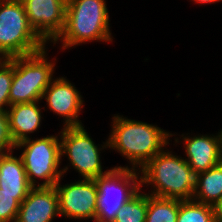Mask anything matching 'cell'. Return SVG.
Here are the masks:
<instances>
[{"mask_svg":"<svg viewBox=\"0 0 222 222\" xmlns=\"http://www.w3.org/2000/svg\"><path fill=\"white\" fill-rule=\"evenodd\" d=\"M114 114L108 136L109 149L127 159L130 168L140 170L156 154L170 145V133L157 125Z\"/></svg>","mask_w":222,"mask_h":222,"instance_id":"obj_1","label":"cell"},{"mask_svg":"<svg viewBox=\"0 0 222 222\" xmlns=\"http://www.w3.org/2000/svg\"><path fill=\"white\" fill-rule=\"evenodd\" d=\"M167 148L140 169L141 186L151 185L153 188L147 194L156 197L193 200L196 173L184 157L174 155Z\"/></svg>","mask_w":222,"mask_h":222,"instance_id":"obj_2","label":"cell"},{"mask_svg":"<svg viewBox=\"0 0 222 222\" xmlns=\"http://www.w3.org/2000/svg\"><path fill=\"white\" fill-rule=\"evenodd\" d=\"M106 0H67L65 25L52 43L61 42L62 50L88 42H112Z\"/></svg>","mask_w":222,"mask_h":222,"instance_id":"obj_3","label":"cell"},{"mask_svg":"<svg viewBox=\"0 0 222 222\" xmlns=\"http://www.w3.org/2000/svg\"><path fill=\"white\" fill-rule=\"evenodd\" d=\"M47 47L30 55L13 57L10 105L42 101L45 89L55 78L56 63L48 60Z\"/></svg>","mask_w":222,"mask_h":222,"instance_id":"obj_4","label":"cell"},{"mask_svg":"<svg viewBox=\"0 0 222 222\" xmlns=\"http://www.w3.org/2000/svg\"><path fill=\"white\" fill-rule=\"evenodd\" d=\"M46 45L29 24L21 0H0V58L30 55Z\"/></svg>","mask_w":222,"mask_h":222,"instance_id":"obj_5","label":"cell"},{"mask_svg":"<svg viewBox=\"0 0 222 222\" xmlns=\"http://www.w3.org/2000/svg\"><path fill=\"white\" fill-rule=\"evenodd\" d=\"M31 138L17 143L14 150H23L18 156L22 159L28 181L33 187H53L64 177L59 168L63 160L59 132L58 135L36 140Z\"/></svg>","mask_w":222,"mask_h":222,"instance_id":"obj_6","label":"cell"},{"mask_svg":"<svg viewBox=\"0 0 222 222\" xmlns=\"http://www.w3.org/2000/svg\"><path fill=\"white\" fill-rule=\"evenodd\" d=\"M94 180L98 192L95 222H113L119 209L143 188L140 170L126 164Z\"/></svg>","mask_w":222,"mask_h":222,"instance_id":"obj_7","label":"cell"},{"mask_svg":"<svg viewBox=\"0 0 222 222\" xmlns=\"http://www.w3.org/2000/svg\"><path fill=\"white\" fill-rule=\"evenodd\" d=\"M84 125L63 127L59 133L61 157H67L69 165L63 166V176L70 169H75L83 179H96L107 174L113 167L104 171L100 153L109 148L108 140L95 144ZM101 151V152H100Z\"/></svg>","mask_w":222,"mask_h":222,"instance_id":"obj_8","label":"cell"},{"mask_svg":"<svg viewBox=\"0 0 222 222\" xmlns=\"http://www.w3.org/2000/svg\"><path fill=\"white\" fill-rule=\"evenodd\" d=\"M55 184L59 198L60 217L74 220H94L96 218L97 185L94 179H79L70 184Z\"/></svg>","mask_w":222,"mask_h":222,"instance_id":"obj_9","label":"cell"},{"mask_svg":"<svg viewBox=\"0 0 222 222\" xmlns=\"http://www.w3.org/2000/svg\"><path fill=\"white\" fill-rule=\"evenodd\" d=\"M29 24L47 44H52L65 25L67 0H21Z\"/></svg>","mask_w":222,"mask_h":222,"instance_id":"obj_10","label":"cell"},{"mask_svg":"<svg viewBox=\"0 0 222 222\" xmlns=\"http://www.w3.org/2000/svg\"><path fill=\"white\" fill-rule=\"evenodd\" d=\"M43 100H46L47 107L53 114L63 117V127L81 126L79 113L84 109V100L81 92L78 91L66 77H56L45 89Z\"/></svg>","mask_w":222,"mask_h":222,"instance_id":"obj_11","label":"cell"},{"mask_svg":"<svg viewBox=\"0 0 222 222\" xmlns=\"http://www.w3.org/2000/svg\"><path fill=\"white\" fill-rule=\"evenodd\" d=\"M183 134L180 138L174 137L175 144L183 140L186 157L184 158L191 169L196 173L208 169L222 162V130L215 134ZM185 135V136H184ZM212 135V136H211ZM182 137V139H181ZM181 139V140H180Z\"/></svg>","mask_w":222,"mask_h":222,"instance_id":"obj_12","label":"cell"},{"mask_svg":"<svg viewBox=\"0 0 222 222\" xmlns=\"http://www.w3.org/2000/svg\"><path fill=\"white\" fill-rule=\"evenodd\" d=\"M60 217L58 193L53 187H33L20 203L15 222H53Z\"/></svg>","mask_w":222,"mask_h":222,"instance_id":"obj_13","label":"cell"},{"mask_svg":"<svg viewBox=\"0 0 222 222\" xmlns=\"http://www.w3.org/2000/svg\"><path fill=\"white\" fill-rule=\"evenodd\" d=\"M40 101L10 105L7 109L9 130L16 145L22 140L30 138V134L38 131L42 123Z\"/></svg>","mask_w":222,"mask_h":222,"instance_id":"obj_14","label":"cell"},{"mask_svg":"<svg viewBox=\"0 0 222 222\" xmlns=\"http://www.w3.org/2000/svg\"><path fill=\"white\" fill-rule=\"evenodd\" d=\"M13 152L0 153V188L8 194H28L33 186L21 157L14 156Z\"/></svg>","mask_w":222,"mask_h":222,"instance_id":"obj_15","label":"cell"},{"mask_svg":"<svg viewBox=\"0 0 222 222\" xmlns=\"http://www.w3.org/2000/svg\"><path fill=\"white\" fill-rule=\"evenodd\" d=\"M222 199V162L196 174L193 200L215 206Z\"/></svg>","mask_w":222,"mask_h":222,"instance_id":"obj_16","label":"cell"},{"mask_svg":"<svg viewBox=\"0 0 222 222\" xmlns=\"http://www.w3.org/2000/svg\"><path fill=\"white\" fill-rule=\"evenodd\" d=\"M179 200L156 197L148 194L145 222H177Z\"/></svg>","mask_w":222,"mask_h":222,"instance_id":"obj_17","label":"cell"},{"mask_svg":"<svg viewBox=\"0 0 222 222\" xmlns=\"http://www.w3.org/2000/svg\"><path fill=\"white\" fill-rule=\"evenodd\" d=\"M177 222H215V209L194 200H179Z\"/></svg>","mask_w":222,"mask_h":222,"instance_id":"obj_18","label":"cell"},{"mask_svg":"<svg viewBox=\"0 0 222 222\" xmlns=\"http://www.w3.org/2000/svg\"><path fill=\"white\" fill-rule=\"evenodd\" d=\"M148 207V194L142 189L122 206L113 222H145Z\"/></svg>","mask_w":222,"mask_h":222,"instance_id":"obj_19","label":"cell"},{"mask_svg":"<svg viewBox=\"0 0 222 222\" xmlns=\"http://www.w3.org/2000/svg\"><path fill=\"white\" fill-rule=\"evenodd\" d=\"M28 194H8L0 188V222H15L20 203Z\"/></svg>","mask_w":222,"mask_h":222,"instance_id":"obj_20","label":"cell"},{"mask_svg":"<svg viewBox=\"0 0 222 222\" xmlns=\"http://www.w3.org/2000/svg\"><path fill=\"white\" fill-rule=\"evenodd\" d=\"M13 79V57L0 58V111H7L10 106L9 94Z\"/></svg>","mask_w":222,"mask_h":222,"instance_id":"obj_21","label":"cell"},{"mask_svg":"<svg viewBox=\"0 0 222 222\" xmlns=\"http://www.w3.org/2000/svg\"><path fill=\"white\" fill-rule=\"evenodd\" d=\"M15 144L9 130L7 111H0V153L14 151Z\"/></svg>","mask_w":222,"mask_h":222,"instance_id":"obj_22","label":"cell"},{"mask_svg":"<svg viewBox=\"0 0 222 222\" xmlns=\"http://www.w3.org/2000/svg\"><path fill=\"white\" fill-rule=\"evenodd\" d=\"M215 222H222V199L214 206Z\"/></svg>","mask_w":222,"mask_h":222,"instance_id":"obj_23","label":"cell"},{"mask_svg":"<svg viewBox=\"0 0 222 222\" xmlns=\"http://www.w3.org/2000/svg\"><path fill=\"white\" fill-rule=\"evenodd\" d=\"M192 1H194L195 3H199V4H201V5H202V4H203V5H204V4H209V3H210V4H211V3L213 4V3H216V2L219 3L220 1L222 2V0H192Z\"/></svg>","mask_w":222,"mask_h":222,"instance_id":"obj_24","label":"cell"}]
</instances>
